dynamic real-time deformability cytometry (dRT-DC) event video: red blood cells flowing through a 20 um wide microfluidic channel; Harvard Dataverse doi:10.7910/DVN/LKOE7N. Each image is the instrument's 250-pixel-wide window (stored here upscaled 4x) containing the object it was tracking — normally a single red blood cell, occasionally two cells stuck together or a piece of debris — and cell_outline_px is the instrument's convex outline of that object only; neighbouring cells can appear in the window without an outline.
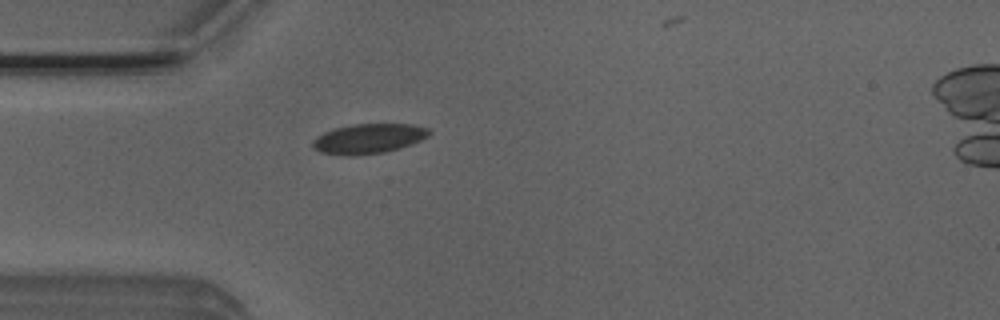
{"species": "Egyptian fruit bat (a non-hibernating species)", "species_latin": "Rousettus aegyptiacus", "temperature_condition": "room temperature", "stored_images_in_passage": 2, "camera_frame_rate_fps": 3000, "um_per_image_px": 0.085, "animal": {"sex": "male"}, "frame": {"image": 1, "passage_image": 1, "time_ms": 0.0, "image_size_px": [1000, 320], "cell_outline_px": [[432, 132], [428, 136], [420, 140], [400, 148], [384, 152], [320, 152], [312, 144], [312, 140], [316, 136], [324, 132], [336, 128], [352, 124], [412, 124], [428, 128]], "centroid_in_image_um": [31.4, 11.71], "position_along_channel_um": 53.6, "area_um2": 19.19}}